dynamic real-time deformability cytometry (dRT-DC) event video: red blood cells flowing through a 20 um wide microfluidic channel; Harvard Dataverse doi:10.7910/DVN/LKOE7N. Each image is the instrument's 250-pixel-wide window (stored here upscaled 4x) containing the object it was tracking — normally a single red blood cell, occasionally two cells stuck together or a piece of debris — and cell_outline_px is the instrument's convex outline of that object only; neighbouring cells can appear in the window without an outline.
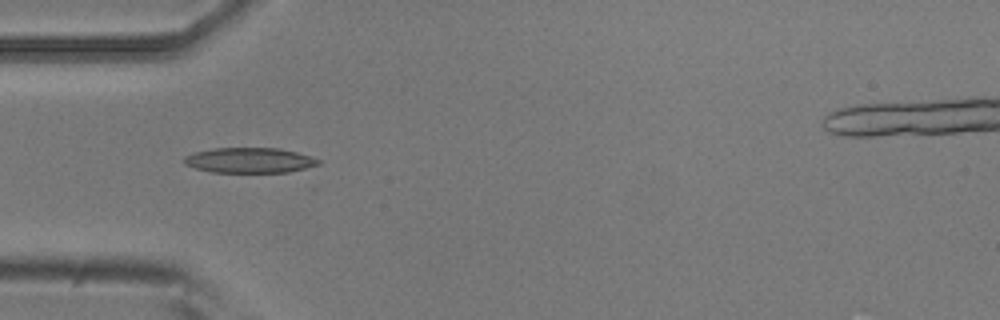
{"species": "common noctule bat (a hibernating species)", "species_latin": "Nyctalus noctula", "temperature_condition": "room temperature", "stored_images_in_passage": 10, "camera_frame_rate_fps": 3000, "um_per_image_px": 0.085, "animal": {"sex": "male", "body_mass_g": 20.5, "forearm_length_mm": 52.5}, "frame": {"image": 1, "passage_image": 5, "time_ms": 4.667, "image_size_px": [1000, 320], "cell_outline_px": [[320, 164], [288, 172], [212, 172], [196, 168], [184, 164], [184, 156], [196, 152], [216, 148], [280, 148], [296, 152], [320, 160]], "centroid_in_image_um": [21.2, 13.62], "position_along_channel_um": 63.8, "area_um2": 19.48}}
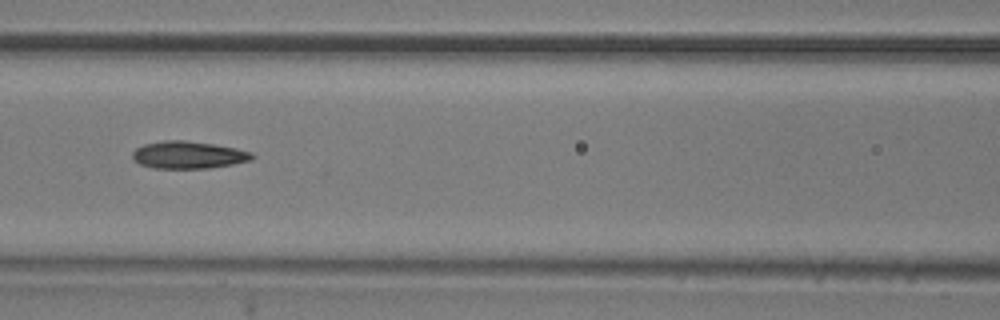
{"frame": {"image": 2, "passage_image": 7, "time_ms": 7.0, "image_size_px": [1000, 320], "cell_outline_px": [[256, 156], [252, 160], [232, 164], [208, 168], [152, 168], [140, 164], [132, 156], [132, 152], [136, 148], [144, 144], [164, 140], [184, 140], [212, 144], [236, 148], [252, 152]], "centroid_in_image_um": [16.02, 13.16], "position_along_channel_um": 150.6, "area_um2": 19.02}}
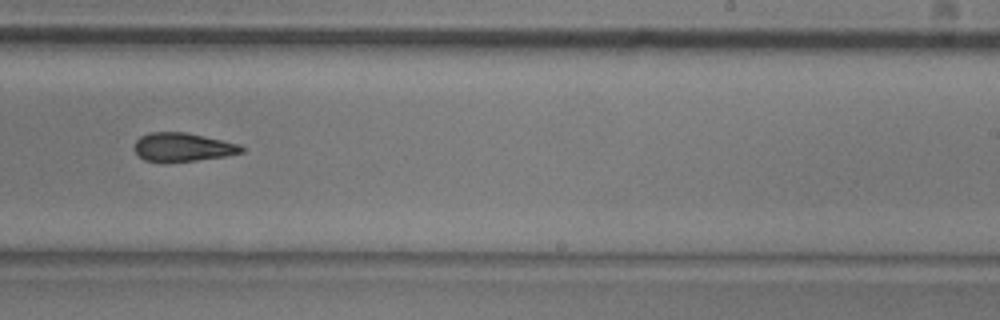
{"frame": {"image": 3, "passage_image": 10, "time_ms": 10.333, "image_size_px": [1000, 320], "cell_outline_px": [[244, 152], [224, 156], [196, 160], [144, 160], [132, 148], [136, 140], [140, 136], [148, 132], [184, 132], [204, 136], [240, 144], [244, 148]], "centroid_in_image_um": [15.53, 12.47], "position_along_channel_um": 273.5, "area_um2": 17.46}}